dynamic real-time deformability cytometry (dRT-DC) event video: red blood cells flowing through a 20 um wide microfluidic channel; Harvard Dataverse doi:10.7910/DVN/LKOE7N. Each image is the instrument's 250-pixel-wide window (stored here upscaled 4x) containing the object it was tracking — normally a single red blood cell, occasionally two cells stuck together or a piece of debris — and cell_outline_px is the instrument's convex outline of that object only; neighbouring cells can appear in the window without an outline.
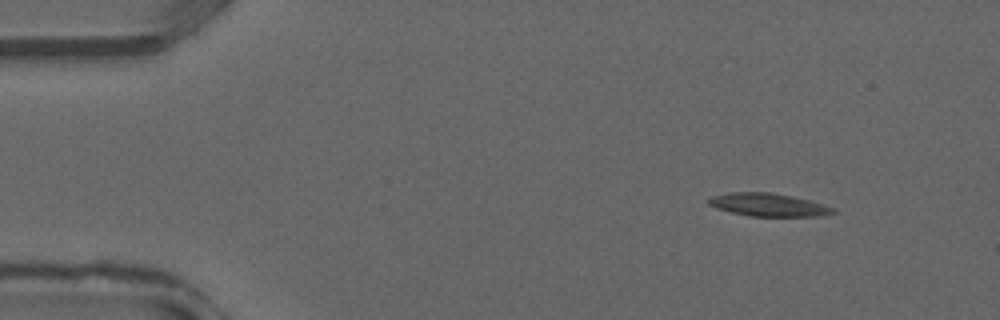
{"species": "common noctule bat (a hibernating species)", "species_latin": "Nyctalus noctula", "temperature_condition": "warm", "stored_images_in_passage": 33, "camera_frame_rate_fps": 3000, "um_per_image_px": 0.085, "animal": {"sex": "male", "forearm_length_mm": 52.5}, "frame": {"image": 1, "passage_image": 1, "time_ms": 0.0, "image_size_px": [1000, 320], "cell_outline_px": [[836, 212], [824, 216], [748, 216], [716, 208], [708, 204], [708, 200], [712, 196], [728, 192], [772, 192], [792, 196], [808, 200], [836, 208]], "centroid_in_image_um": [65.32, 17.41], "position_along_channel_um": 19.7, "area_um2": 16.7}}
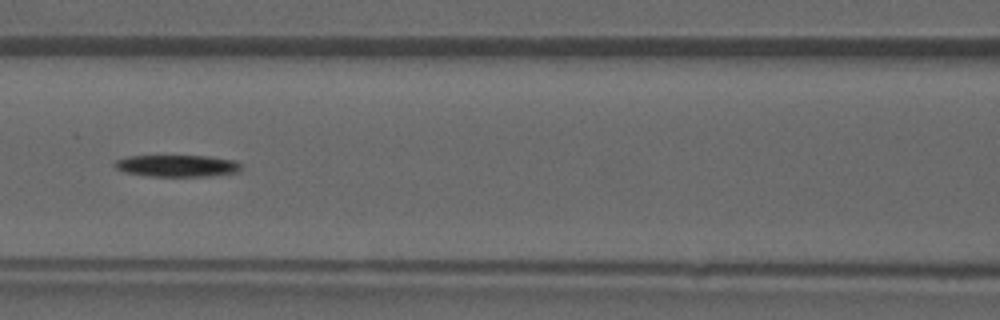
{"frame": {"image": 2, "passage_image": 13, "time_ms": 4.0, "image_size_px": [1000, 320], "cell_outline_px": [[240, 172], [208, 176], [152, 176], [124, 172], [116, 168], [112, 164], [116, 160], [128, 156], [208, 156], [236, 160], [240, 164]], "centroid_in_image_um": [15.06, 14.09], "position_along_channel_um": 151.5, "area_um2": 16.07}}
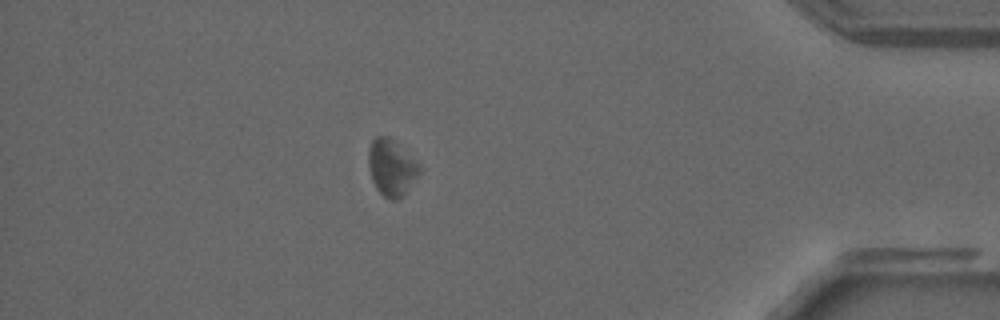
{"frame": {"image": 3, "passage_image": 29, "time_ms": 9.333, "image_size_px": [1000, 320], "cell_outline_px": [[420, 172], [404, 192], [396, 200], [392, 200], [384, 196], [376, 188], [372, 180], [368, 164], [368, 148], [372, 140], [376, 136], [388, 136], [416, 160], [420, 164]], "centroid_in_image_um": [33.24, 14.21], "position_along_channel_um": 402.0, "area_um2": 16.42}}